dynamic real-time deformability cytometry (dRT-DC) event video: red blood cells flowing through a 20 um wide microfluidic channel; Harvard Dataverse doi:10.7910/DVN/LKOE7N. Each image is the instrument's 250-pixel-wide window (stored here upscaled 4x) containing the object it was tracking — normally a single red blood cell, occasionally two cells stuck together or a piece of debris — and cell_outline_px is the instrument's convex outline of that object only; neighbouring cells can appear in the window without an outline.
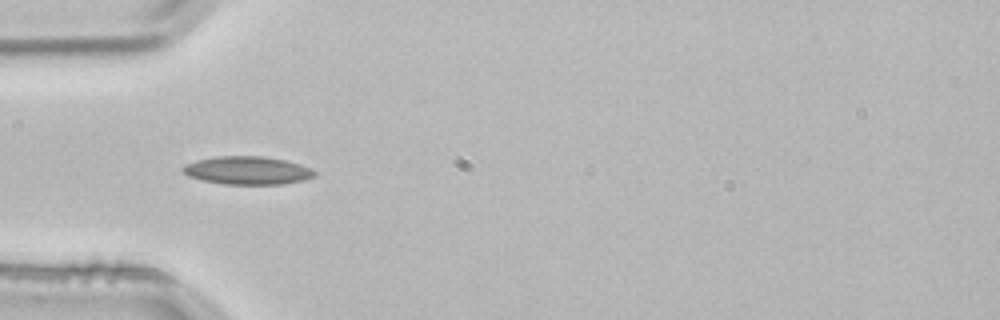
{"species": "common noctule bat (a hibernating species)", "species_latin": "Nyctalus noctula", "temperature_condition": "room temperature", "stored_images_in_passage": 3, "camera_frame_rate_fps": 3000, "um_per_image_px": 0.085, "animal": {"sex": "male", "body_mass_g": 21.5, "forearm_length_mm": 52.0}, "frame": {"image": 1, "passage_image": 3, "time_ms": 0.667, "image_size_px": [1000, 320], "cell_outline_px": [[316, 176], [304, 180], [284, 184], [224, 184], [204, 180], [188, 176], [180, 168], [184, 164], [196, 160], [216, 156], [264, 156], [284, 160], [300, 164], [312, 168], [316, 172]], "centroid_in_image_um": [21.04, 14.48], "position_along_channel_um": 64.0, "area_um2": 21.68}}